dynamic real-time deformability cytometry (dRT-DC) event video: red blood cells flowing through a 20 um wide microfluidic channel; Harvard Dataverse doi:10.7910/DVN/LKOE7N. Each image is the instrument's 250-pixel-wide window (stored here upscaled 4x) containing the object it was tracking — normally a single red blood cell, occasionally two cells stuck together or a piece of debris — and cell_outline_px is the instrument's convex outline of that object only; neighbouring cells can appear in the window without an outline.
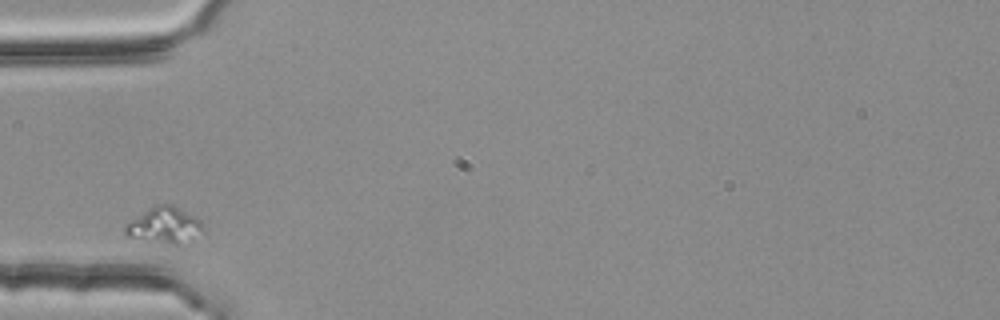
{"species": "common noctule bat (a hibernating species)", "species_latin": "Nyctalus noctula", "temperature_condition": "room temperature", "stored_images_in_passage": 4, "camera_frame_rate_fps": 3000, "um_per_image_px": 0.085, "animal": {"sex": "female", "body_mass_g": 25.1}, "frame": {"image": 1, "passage_image": 1, "time_ms": 0.0, "image_size_px": [1000, 320], "cell_outline_px": [[208, 236], [180, 244], [172, 244], [124, 236], [124, 224], [156, 204], [172, 204], [200, 220], [204, 224]], "centroid_in_image_um": [14.08, 19.18], "position_along_channel_um": 70.9, "area_um2": 16.88}}